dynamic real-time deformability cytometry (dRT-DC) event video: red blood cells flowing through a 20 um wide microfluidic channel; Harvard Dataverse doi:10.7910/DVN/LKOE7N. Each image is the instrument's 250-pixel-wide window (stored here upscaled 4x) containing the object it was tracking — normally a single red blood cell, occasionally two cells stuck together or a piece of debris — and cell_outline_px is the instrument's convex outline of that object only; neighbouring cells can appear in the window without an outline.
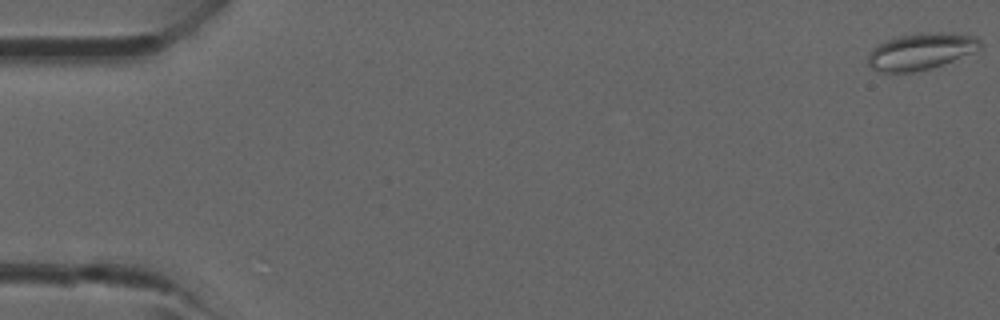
{"species": "common noctule bat (a hibernating species)", "species_latin": "Nyctalus noctula", "temperature_condition": "room temperature", "stored_images_in_passage": 43, "camera_frame_rate_fps": 3000, "um_per_image_px": 0.085, "animal": {"sex": "male", "forearm_length_mm": 52.5}, "frame": {"image": 1, "passage_image": 1, "time_ms": 0.0, "image_size_px": [1000, 320], "cell_outline_px": [[984, 44], [980, 48], [952, 60], [928, 68], [912, 72], [880, 72], [872, 68], [868, 64], [868, 56], [872, 48], [888, 40], [900, 36], [920, 32], [952, 32], [976, 36]], "centroid_in_image_um": [78.28, 4.34], "position_along_channel_um": 6.7, "area_um2": 23.64}}
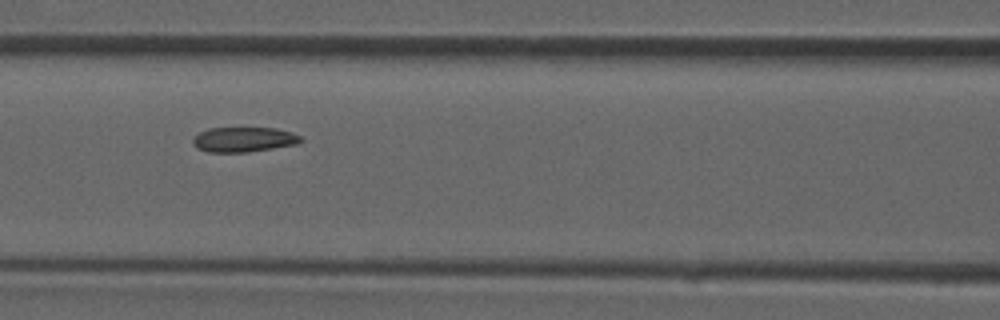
{"frame": {"image": 2, "passage_image": 19, "time_ms": 6.0, "image_size_px": [1000, 320], "cell_outline_px": [[304, 140], [296, 144], [248, 152], [208, 152], [196, 148], [192, 144], [192, 140], [200, 132], [208, 128], [276, 128], [292, 132], [300, 136]], "centroid_in_image_um": [20.71, 11.86], "position_along_channel_um": 145.9, "area_um2": 15.66}}
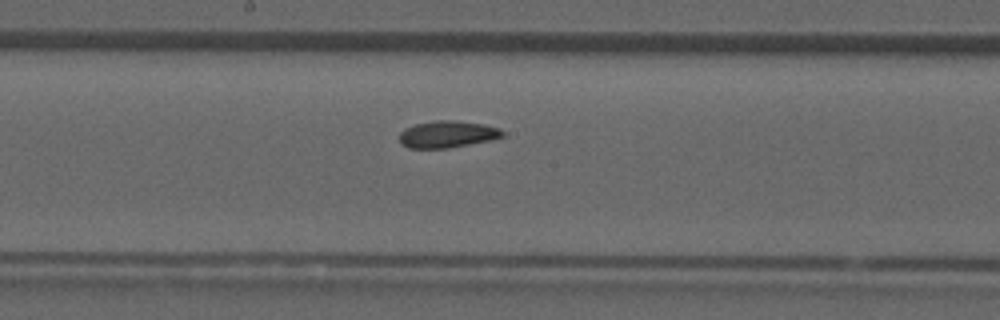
{"frame": {"image": 3, "passage_image": 23, "time_ms": 7.333, "image_size_px": [1000, 320], "cell_outline_px": [[504, 136], [492, 140], [448, 148], [408, 148], [400, 144], [400, 132], [404, 128], [416, 124], [436, 120], [456, 120], [484, 124], [500, 128], [504, 132]], "centroid_in_image_um": [38.04, 11.41], "position_along_channel_um": 210.2, "area_um2": 16.3}}